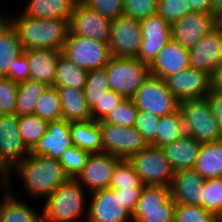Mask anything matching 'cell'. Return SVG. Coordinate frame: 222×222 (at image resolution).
I'll return each instance as SVG.
<instances>
[{
    "mask_svg": "<svg viewBox=\"0 0 222 222\" xmlns=\"http://www.w3.org/2000/svg\"><path fill=\"white\" fill-rule=\"evenodd\" d=\"M137 111L132 98H124L103 121L122 127H134Z\"/></svg>",
    "mask_w": 222,
    "mask_h": 222,
    "instance_id": "60d3db41",
    "label": "cell"
},
{
    "mask_svg": "<svg viewBox=\"0 0 222 222\" xmlns=\"http://www.w3.org/2000/svg\"><path fill=\"white\" fill-rule=\"evenodd\" d=\"M222 64V25L218 23L189 49V67L211 74Z\"/></svg>",
    "mask_w": 222,
    "mask_h": 222,
    "instance_id": "2e32d148",
    "label": "cell"
},
{
    "mask_svg": "<svg viewBox=\"0 0 222 222\" xmlns=\"http://www.w3.org/2000/svg\"><path fill=\"white\" fill-rule=\"evenodd\" d=\"M23 181L24 188L35 198L49 197L69 177L56 159L32 153L13 169Z\"/></svg>",
    "mask_w": 222,
    "mask_h": 222,
    "instance_id": "7a4b0ae2",
    "label": "cell"
},
{
    "mask_svg": "<svg viewBox=\"0 0 222 222\" xmlns=\"http://www.w3.org/2000/svg\"><path fill=\"white\" fill-rule=\"evenodd\" d=\"M184 132L200 143L222 139V128L214 119L207 98L179 102Z\"/></svg>",
    "mask_w": 222,
    "mask_h": 222,
    "instance_id": "277c9868",
    "label": "cell"
},
{
    "mask_svg": "<svg viewBox=\"0 0 222 222\" xmlns=\"http://www.w3.org/2000/svg\"><path fill=\"white\" fill-rule=\"evenodd\" d=\"M88 71L77 66L62 53L57 58L54 87H72L83 89L86 84Z\"/></svg>",
    "mask_w": 222,
    "mask_h": 222,
    "instance_id": "f1b7e54d",
    "label": "cell"
},
{
    "mask_svg": "<svg viewBox=\"0 0 222 222\" xmlns=\"http://www.w3.org/2000/svg\"><path fill=\"white\" fill-rule=\"evenodd\" d=\"M90 153L72 145L59 158L64 172L69 178L76 179L82 172Z\"/></svg>",
    "mask_w": 222,
    "mask_h": 222,
    "instance_id": "ab89813d",
    "label": "cell"
},
{
    "mask_svg": "<svg viewBox=\"0 0 222 222\" xmlns=\"http://www.w3.org/2000/svg\"><path fill=\"white\" fill-rule=\"evenodd\" d=\"M203 208L222 220V179H206L203 182Z\"/></svg>",
    "mask_w": 222,
    "mask_h": 222,
    "instance_id": "74e56055",
    "label": "cell"
},
{
    "mask_svg": "<svg viewBox=\"0 0 222 222\" xmlns=\"http://www.w3.org/2000/svg\"><path fill=\"white\" fill-rule=\"evenodd\" d=\"M83 90L88 105L92 108L110 90L105 69L88 71L86 84Z\"/></svg>",
    "mask_w": 222,
    "mask_h": 222,
    "instance_id": "e575fe53",
    "label": "cell"
},
{
    "mask_svg": "<svg viewBox=\"0 0 222 222\" xmlns=\"http://www.w3.org/2000/svg\"><path fill=\"white\" fill-rule=\"evenodd\" d=\"M174 209L134 210L132 222H173Z\"/></svg>",
    "mask_w": 222,
    "mask_h": 222,
    "instance_id": "c3c4849f",
    "label": "cell"
},
{
    "mask_svg": "<svg viewBox=\"0 0 222 222\" xmlns=\"http://www.w3.org/2000/svg\"><path fill=\"white\" fill-rule=\"evenodd\" d=\"M211 73L188 68L165 79L170 93L178 102L206 98L211 92Z\"/></svg>",
    "mask_w": 222,
    "mask_h": 222,
    "instance_id": "30bf717a",
    "label": "cell"
},
{
    "mask_svg": "<svg viewBox=\"0 0 222 222\" xmlns=\"http://www.w3.org/2000/svg\"><path fill=\"white\" fill-rule=\"evenodd\" d=\"M129 161L134 166L143 185H165L169 187L174 170L162 148L148 145L131 157Z\"/></svg>",
    "mask_w": 222,
    "mask_h": 222,
    "instance_id": "ba28073f",
    "label": "cell"
},
{
    "mask_svg": "<svg viewBox=\"0 0 222 222\" xmlns=\"http://www.w3.org/2000/svg\"><path fill=\"white\" fill-rule=\"evenodd\" d=\"M120 158L107 153L90 154L76 180L90 193L110 186L115 166Z\"/></svg>",
    "mask_w": 222,
    "mask_h": 222,
    "instance_id": "e0dca14e",
    "label": "cell"
},
{
    "mask_svg": "<svg viewBox=\"0 0 222 222\" xmlns=\"http://www.w3.org/2000/svg\"><path fill=\"white\" fill-rule=\"evenodd\" d=\"M194 169L206 180L222 176V139L201 143Z\"/></svg>",
    "mask_w": 222,
    "mask_h": 222,
    "instance_id": "4316f807",
    "label": "cell"
},
{
    "mask_svg": "<svg viewBox=\"0 0 222 222\" xmlns=\"http://www.w3.org/2000/svg\"><path fill=\"white\" fill-rule=\"evenodd\" d=\"M62 54L87 71L103 69L112 57L108 44L77 35L67 36Z\"/></svg>",
    "mask_w": 222,
    "mask_h": 222,
    "instance_id": "8992f818",
    "label": "cell"
},
{
    "mask_svg": "<svg viewBox=\"0 0 222 222\" xmlns=\"http://www.w3.org/2000/svg\"><path fill=\"white\" fill-rule=\"evenodd\" d=\"M190 12L192 8L188 0H157L156 13L170 25Z\"/></svg>",
    "mask_w": 222,
    "mask_h": 222,
    "instance_id": "b9f144b4",
    "label": "cell"
},
{
    "mask_svg": "<svg viewBox=\"0 0 222 222\" xmlns=\"http://www.w3.org/2000/svg\"><path fill=\"white\" fill-rule=\"evenodd\" d=\"M192 11L211 13L212 14V0H188Z\"/></svg>",
    "mask_w": 222,
    "mask_h": 222,
    "instance_id": "db71d44e",
    "label": "cell"
},
{
    "mask_svg": "<svg viewBox=\"0 0 222 222\" xmlns=\"http://www.w3.org/2000/svg\"><path fill=\"white\" fill-rule=\"evenodd\" d=\"M70 134L73 145L79 149L94 153H103L100 122L93 119L70 122Z\"/></svg>",
    "mask_w": 222,
    "mask_h": 222,
    "instance_id": "d4e9b609",
    "label": "cell"
},
{
    "mask_svg": "<svg viewBox=\"0 0 222 222\" xmlns=\"http://www.w3.org/2000/svg\"><path fill=\"white\" fill-rule=\"evenodd\" d=\"M12 168L5 162L0 153V184L3 186L2 188H9L10 185V175H12ZM9 185V186H8Z\"/></svg>",
    "mask_w": 222,
    "mask_h": 222,
    "instance_id": "f5cc1de1",
    "label": "cell"
},
{
    "mask_svg": "<svg viewBox=\"0 0 222 222\" xmlns=\"http://www.w3.org/2000/svg\"><path fill=\"white\" fill-rule=\"evenodd\" d=\"M157 12V0H123V16L138 21Z\"/></svg>",
    "mask_w": 222,
    "mask_h": 222,
    "instance_id": "f6af8a7d",
    "label": "cell"
},
{
    "mask_svg": "<svg viewBox=\"0 0 222 222\" xmlns=\"http://www.w3.org/2000/svg\"><path fill=\"white\" fill-rule=\"evenodd\" d=\"M16 30L23 50L57 49L62 51L69 33V20L38 19L23 13L17 17H5Z\"/></svg>",
    "mask_w": 222,
    "mask_h": 222,
    "instance_id": "6da1fadb",
    "label": "cell"
},
{
    "mask_svg": "<svg viewBox=\"0 0 222 222\" xmlns=\"http://www.w3.org/2000/svg\"><path fill=\"white\" fill-rule=\"evenodd\" d=\"M90 194L84 222H132V214L123 206L115 190L107 188Z\"/></svg>",
    "mask_w": 222,
    "mask_h": 222,
    "instance_id": "4fadbf2b",
    "label": "cell"
},
{
    "mask_svg": "<svg viewBox=\"0 0 222 222\" xmlns=\"http://www.w3.org/2000/svg\"><path fill=\"white\" fill-rule=\"evenodd\" d=\"M28 59L24 54V51L14 59L12 62L9 75L7 76L13 82L21 83L30 79Z\"/></svg>",
    "mask_w": 222,
    "mask_h": 222,
    "instance_id": "681fc988",
    "label": "cell"
},
{
    "mask_svg": "<svg viewBox=\"0 0 222 222\" xmlns=\"http://www.w3.org/2000/svg\"><path fill=\"white\" fill-rule=\"evenodd\" d=\"M13 192L4 200L1 222H41V212L20 200Z\"/></svg>",
    "mask_w": 222,
    "mask_h": 222,
    "instance_id": "1f68e13d",
    "label": "cell"
},
{
    "mask_svg": "<svg viewBox=\"0 0 222 222\" xmlns=\"http://www.w3.org/2000/svg\"><path fill=\"white\" fill-rule=\"evenodd\" d=\"M62 107V119L68 122L92 119L91 107L88 105L84 90L72 87L57 88Z\"/></svg>",
    "mask_w": 222,
    "mask_h": 222,
    "instance_id": "cb8c5ba5",
    "label": "cell"
},
{
    "mask_svg": "<svg viewBox=\"0 0 222 222\" xmlns=\"http://www.w3.org/2000/svg\"><path fill=\"white\" fill-rule=\"evenodd\" d=\"M142 188H126V189H112L119 195L123 206L132 214L136 208L137 201Z\"/></svg>",
    "mask_w": 222,
    "mask_h": 222,
    "instance_id": "f907efd6",
    "label": "cell"
},
{
    "mask_svg": "<svg viewBox=\"0 0 222 222\" xmlns=\"http://www.w3.org/2000/svg\"><path fill=\"white\" fill-rule=\"evenodd\" d=\"M189 67V50L183 48L171 39L158 53L149 66L150 75L166 79L168 76L183 71Z\"/></svg>",
    "mask_w": 222,
    "mask_h": 222,
    "instance_id": "44dd1931",
    "label": "cell"
},
{
    "mask_svg": "<svg viewBox=\"0 0 222 222\" xmlns=\"http://www.w3.org/2000/svg\"><path fill=\"white\" fill-rule=\"evenodd\" d=\"M176 203L165 185H143L135 210L174 209Z\"/></svg>",
    "mask_w": 222,
    "mask_h": 222,
    "instance_id": "4dcf8cb0",
    "label": "cell"
},
{
    "mask_svg": "<svg viewBox=\"0 0 222 222\" xmlns=\"http://www.w3.org/2000/svg\"><path fill=\"white\" fill-rule=\"evenodd\" d=\"M111 25V20L102 17L79 0L69 19L68 35L83 36L108 44Z\"/></svg>",
    "mask_w": 222,
    "mask_h": 222,
    "instance_id": "8fae6325",
    "label": "cell"
},
{
    "mask_svg": "<svg viewBox=\"0 0 222 222\" xmlns=\"http://www.w3.org/2000/svg\"><path fill=\"white\" fill-rule=\"evenodd\" d=\"M19 133L25 146L31 151L47 130L48 121L35 114L18 116Z\"/></svg>",
    "mask_w": 222,
    "mask_h": 222,
    "instance_id": "836d02e7",
    "label": "cell"
},
{
    "mask_svg": "<svg viewBox=\"0 0 222 222\" xmlns=\"http://www.w3.org/2000/svg\"><path fill=\"white\" fill-rule=\"evenodd\" d=\"M5 16L0 15V22L4 19Z\"/></svg>",
    "mask_w": 222,
    "mask_h": 222,
    "instance_id": "680465c9",
    "label": "cell"
},
{
    "mask_svg": "<svg viewBox=\"0 0 222 222\" xmlns=\"http://www.w3.org/2000/svg\"><path fill=\"white\" fill-rule=\"evenodd\" d=\"M204 180L194 168L174 172L169 185L170 195L174 202L203 207Z\"/></svg>",
    "mask_w": 222,
    "mask_h": 222,
    "instance_id": "d6986e66",
    "label": "cell"
},
{
    "mask_svg": "<svg viewBox=\"0 0 222 222\" xmlns=\"http://www.w3.org/2000/svg\"><path fill=\"white\" fill-rule=\"evenodd\" d=\"M185 134L183 118L178 109L174 113L159 118L156 134V147L172 144Z\"/></svg>",
    "mask_w": 222,
    "mask_h": 222,
    "instance_id": "d6a6232c",
    "label": "cell"
},
{
    "mask_svg": "<svg viewBox=\"0 0 222 222\" xmlns=\"http://www.w3.org/2000/svg\"><path fill=\"white\" fill-rule=\"evenodd\" d=\"M99 122L103 153L129 160L149 145L135 127Z\"/></svg>",
    "mask_w": 222,
    "mask_h": 222,
    "instance_id": "9c48e42d",
    "label": "cell"
},
{
    "mask_svg": "<svg viewBox=\"0 0 222 222\" xmlns=\"http://www.w3.org/2000/svg\"><path fill=\"white\" fill-rule=\"evenodd\" d=\"M23 52L16 30L4 18L0 22V76L7 77L9 69L16 57Z\"/></svg>",
    "mask_w": 222,
    "mask_h": 222,
    "instance_id": "83f0119b",
    "label": "cell"
},
{
    "mask_svg": "<svg viewBox=\"0 0 222 222\" xmlns=\"http://www.w3.org/2000/svg\"><path fill=\"white\" fill-rule=\"evenodd\" d=\"M85 193L84 187L76 179L69 178L45 198L41 210L42 221L72 222L82 218L86 210Z\"/></svg>",
    "mask_w": 222,
    "mask_h": 222,
    "instance_id": "3957f363",
    "label": "cell"
},
{
    "mask_svg": "<svg viewBox=\"0 0 222 222\" xmlns=\"http://www.w3.org/2000/svg\"><path fill=\"white\" fill-rule=\"evenodd\" d=\"M79 0H29L24 15L38 19L69 20Z\"/></svg>",
    "mask_w": 222,
    "mask_h": 222,
    "instance_id": "484cf974",
    "label": "cell"
},
{
    "mask_svg": "<svg viewBox=\"0 0 222 222\" xmlns=\"http://www.w3.org/2000/svg\"><path fill=\"white\" fill-rule=\"evenodd\" d=\"M159 116L150 112L138 110L134 127L143 136L149 145L156 147V134L159 124Z\"/></svg>",
    "mask_w": 222,
    "mask_h": 222,
    "instance_id": "7bdbcfd3",
    "label": "cell"
},
{
    "mask_svg": "<svg viewBox=\"0 0 222 222\" xmlns=\"http://www.w3.org/2000/svg\"><path fill=\"white\" fill-rule=\"evenodd\" d=\"M134 166L127 159H120L114 169L109 189L142 188Z\"/></svg>",
    "mask_w": 222,
    "mask_h": 222,
    "instance_id": "8d00e7d4",
    "label": "cell"
},
{
    "mask_svg": "<svg viewBox=\"0 0 222 222\" xmlns=\"http://www.w3.org/2000/svg\"><path fill=\"white\" fill-rule=\"evenodd\" d=\"M217 24L211 13L192 11L171 25L172 39L189 50Z\"/></svg>",
    "mask_w": 222,
    "mask_h": 222,
    "instance_id": "9a60e30c",
    "label": "cell"
},
{
    "mask_svg": "<svg viewBox=\"0 0 222 222\" xmlns=\"http://www.w3.org/2000/svg\"><path fill=\"white\" fill-rule=\"evenodd\" d=\"M11 187L9 188H6V191L5 193H3V195L5 196H2V200L0 202V222L2 221V212H3V207H4V200L11 194V190H10Z\"/></svg>",
    "mask_w": 222,
    "mask_h": 222,
    "instance_id": "6f0895ef",
    "label": "cell"
},
{
    "mask_svg": "<svg viewBox=\"0 0 222 222\" xmlns=\"http://www.w3.org/2000/svg\"><path fill=\"white\" fill-rule=\"evenodd\" d=\"M142 43L138 60L150 66L162 48L172 39L171 25L153 14L139 21Z\"/></svg>",
    "mask_w": 222,
    "mask_h": 222,
    "instance_id": "5bb4252c",
    "label": "cell"
},
{
    "mask_svg": "<svg viewBox=\"0 0 222 222\" xmlns=\"http://www.w3.org/2000/svg\"><path fill=\"white\" fill-rule=\"evenodd\" d=\"M132 100L138 110L163 117L179 109V102L170 93L164 79L149 75L133 95Z\"/></svg>",
    "mask_w": 222,
    "mask_h": 222,
    "instance_id": "52a82bcc",
    "label": "cell"
},
{
    "mask_svg": "<svg viewBox=\"0 0 222 222\" xmlns=\"http://www.w3.org/2000/svg\"><path fill=\"white\" fill-rule=\"evenodd\" d=\"M23 51L30 67V80L38 81L49 87L54 86L57 58L62 51L50 48Z\"/></svg>",
    "mask_w": 222,
    "mask_h": 222,
    "instance_id": "7402d4cb",
    "label": "cell"
},
{
    "mask_svg": "<svg viewBox=\"0 0 222 222\" xmlns=\"http://www.w3.org/2000/svg\"><path fill=\"white\" fill-rule=\"evenodd\" d=\"M48 87L43 83L30 79L19 83L15 114L17 116L34 114L37 103Z\"/></svg>",
    "mask_w": 222,
    "mask_h": 222,
    "instance_id": "f546056e",
    "label": "cell"
},
{
    "mask_svg": "<svg viewBox=\"0 0 222 222\" xmlns=\"http://www.w3.org/2000/svg\"><path fill=\"white\" fill-rule=\"evenodd\" d=\"M18 86L19 83L0 76V115L15 114Z\"/></svg>",
    "mask_w": 222,
    "mask_h": 222,
    "instance_id": "ee69618b",
    "label": "cell"
},
{
    "mask_svg": "<svg viewBox=\"0 0 222 222\" xmlns=\"http://www.w3.org/2000/svg\"><path fill=\"white\" fill-rule=\"evenodd\" d=\"M214 119L222 128V93L210 92L206 97Z\"/></svg>",
    "mask_w": 222,
    "mask_h": 222,
    "instance_id": "816d5d0a",
    "label": "cell"
},
{
    "mask_svg": "<svg viewBox=\"0 0 222 222\" xmlns=\"http://www.w3.org/2000/svg\"><path fill=\"white\" fill-rule=\"evenodd\" d=\"M211 92L222 93V64L211 74Z\"/></svg>",
    "mask_w": 222,
    "mask_h": 222,
    "instance_id": "11a10c76",
    "label": "cell"
},
{
    "mask_svg": "<svg viewBox=\"0 0 222 222\" xmlns=\"http://www.w3.org/2000/svg\"><path fill=\"white\" fill-rule=\"evenodd\" d=\"M201 143L190 135L184 134L172 144L162 147L174 172L192 169L197 161Z\"/></svg>",
    "mask_w": 222,
    "mask_h": 222,
    "instance_id": "603a6c76",
    "label": "cell"
},
{
    "mask_svg": "<svg viewBox=\"0 0 222 222\" xmlns=\"http://www.w3.org/2000/svg\"><path fill=\"white\" fill-rule=\"evenodd\" d=\"M88 8L97 11L108 20L123 16V0H80Z\"/></svg>",
    "mask_w": 222,
    "mask_h": 222,
    "instance_id": "bcb514c9",
    "label": "cell"
},
{
    "mask_svg": "<svg viewBox=\"0 0 222 222\" xmlns=\"http://www.w3.org/2000/svg\"><path fill=\"white\" fill-rule=\"evenodd\" d=\"M218 23H220L222 25V18L218 21Z\"/></svg>",
    "mask_w": 222,
    "mask_h": 222,
    "instance_id": "91938a15",
    "label": "cell"
},
{
    "mask_svg": "<svg viewBox=\"0 0 222 222\" xmlns=\"http://www.w3.org/2000/svg\"><path fill=\"white\" fill-rule=\"evenodd\" d=\"M212 15L218 21L222 18V0H212Z\"/></svg>",
    "mask_w": 222,
    "mask_h": 222,
    "instance_id": "9f6ffc18",
    "label": "cell"
},
{
    "mask_svg": "<svg viewBox=\"0 0 222 222\" xmlns=\"http://www.w3.org/2000/svg\"><path fill=\"white\" fill-rule=\"evenodd\" d=\"M34 114L48 122L62 119L61 100L56 87L46 89L37 103Z\"/></svg>",
    "mask_w": 222,
    "mask_h": 222,
    "instance_id": "d590c367",
    "label": "cell"
},
{
    "mask_svg": "<svg viewBox=\"0 0 222 222\" xmlns=\"http://www.w3.org/2000/svg\"><path fill=\"white\" fill-rule=\"evenodd\" d=\"M124 97L113 90H109L92 108V119L94 121L104 120L118 104L123 101Z\"/></svg>",
    "mask_w": 222,
    "mask_h": 222,
    "instance_id": "7dc6e473",
    "label": "cell"
},
{
    "mask_svg": "<svg viewBox=\"0 0 222 222\" xmlns=\"http://www.w3.org/2000/svg\"><path fill=\"white\" fill-rule=\"evenodd\" d=\"M173 222H222V220L202 206L176 204Z\"/></svg>",
    "mask_w": 222,
    "mask_h": 222,
    "instance_id": "f35d334b",
    "label": "cell"
},
{
    "mask_svg": "<svg viewBox=\"0 0 222 222\" xmlns=\"http://www.w3.org/2000/svg\"><path fill=\"white\" fill-rule=\"evenodd\" d=\"M72 145L70 122L65 119L49 121L46 133L30 153L59 160L60 156Z\"/></svg>",
    "mask_w": 222,
    "mask_h": 222,
    "instance_id": "ffe728a7",
    "label": "cell"
},
{
    "mask_svg": "<svg viewBox=\"0 0 222 222\" xmlns=\"http://www.w3.org/2000/svg\"><path fill=\"white\" fill-rule=\"evenodd\" d=\"M142 43L139 21L120 16L112 21L108 42L112 56L137 58Z\"/></svg>",
    "mask_w": 222,
    "mask_h": 222,
    "instance_id": "7c38bea8",
    "label": "cell"
},
{
    "mask_svg": "<svg viewBox=\"0 0 222 222\" xmlns=\"http://www.w3.org/2000/svg\"><path fill=\"white\" fill-rule=\"evenodd\" d=\"M104 69L110 90L124 98H132L150 75L149 66L140 62L138 58L112 56Z\"/></svg>",
    "mask_w": 222,
    "mask_h": 222,
    "instance_id": "5b68a950",
    "label": "cell"
},
{
    "mask_svg": "<svg viewBox=\"0 0 222 222\" xmlns=\"http://www.w3.org/2000/svg\"><path fill=\"white\" fill-rule=\"evenodd\" d=\"M19 131V120L16 114L0 115V153L12 169L30 153Z\"/></svg>",
    "mask_w": 222,
    "mask_h": 222,
    "instance_id": "ac0fdd59",
    "label": "cell"
}]
</instances>
